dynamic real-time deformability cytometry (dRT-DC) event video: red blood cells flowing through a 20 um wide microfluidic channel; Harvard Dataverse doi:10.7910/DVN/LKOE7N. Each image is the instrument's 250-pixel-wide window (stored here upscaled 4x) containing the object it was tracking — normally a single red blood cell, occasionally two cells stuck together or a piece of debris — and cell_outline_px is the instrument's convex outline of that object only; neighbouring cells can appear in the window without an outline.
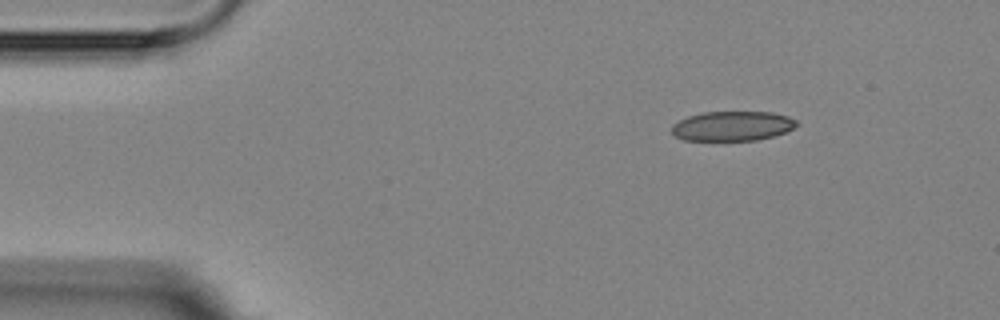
{"species": "Egyptian fruit bat (a non-hibernating species)", "species_latin": "Rousettus aegyptiacus", "temperature_condition": "room temperature", "stored_images_in_passage": 3, "camera_frame_rate_fps": 3000, "um_per_image_px": 0.085, "animal": {"sex": "female"}, "frame": {"image": 1, "passage_image": 1, "time_ms": 0.0, "image_size_px": [1000, 320], "cell_outline_px": [[796, 124], [792, 128], [784, 132], [772, 136], [756, 140], [684, 140], [676, 136], [672, 132], [672, 124], [688, 116], [704, 112], [772, 112], [788, 116], [796, 120]], "centroid_in_image_um": [62.23, 10.7], "position_along_channel_um": 22.8, "area_um2": 21.33}}
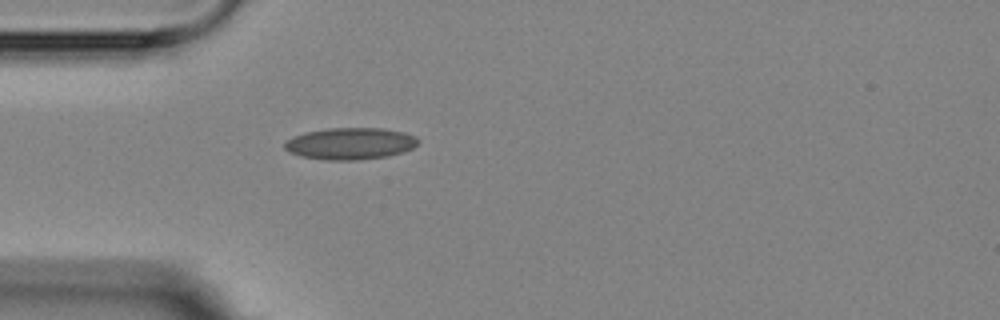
{"frame": {"image": 2, "passage_image": 3, "time_ms": 2.667, "image_size_px": [1000, 320], "cell_outline_px": [[420, 140], [412, 148], [404, 152], [388, 156], [360, 160], [324, 160], [300, 156], [288, 152], [284, 148], [284, 140], [292, 136], [304, 132], [328, 128], [384, 128], [404, 132], [416, 136]], "centroid_in_image_um": [29.74, 12.2], "position_along_channel_um": 55.3, "area_um2": 25.14}}